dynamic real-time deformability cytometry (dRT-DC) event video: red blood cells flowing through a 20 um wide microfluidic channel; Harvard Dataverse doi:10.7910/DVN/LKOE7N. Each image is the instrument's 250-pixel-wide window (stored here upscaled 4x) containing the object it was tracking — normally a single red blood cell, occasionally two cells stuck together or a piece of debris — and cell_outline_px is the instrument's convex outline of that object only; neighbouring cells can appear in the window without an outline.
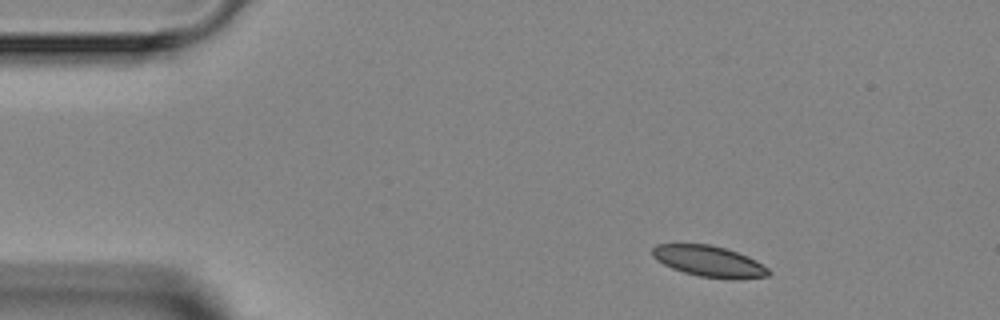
{"species": "Egyptian fruit bat (a non-hibernating species)", "species_latin": "Rousettus aegyptiacus", "temperature_condition": "room temperature", "stored_images_in_passage": 2, "camera_frame_rate_fps": 3000, "um_per_image_px": 0.085, "animal": {"sex": "female"}, "frame": {"image": 1, "passage_image": 1, "time_ms": 0.0, "image_size_px": [1000, 320], "cell_outline_px": [[772, 272], [768, 276], [732, 280], [696, 276], [672, 268], [656, 260], [652, 256], [652, 248], [656, 244], [708, 244], [724, 248], [748, 256], [756, 260], [768, 268]], "centroid_in_image_um": [60.28, 22.22], "position_along_channel_um": 24.7, "area_um2": 21.15}}